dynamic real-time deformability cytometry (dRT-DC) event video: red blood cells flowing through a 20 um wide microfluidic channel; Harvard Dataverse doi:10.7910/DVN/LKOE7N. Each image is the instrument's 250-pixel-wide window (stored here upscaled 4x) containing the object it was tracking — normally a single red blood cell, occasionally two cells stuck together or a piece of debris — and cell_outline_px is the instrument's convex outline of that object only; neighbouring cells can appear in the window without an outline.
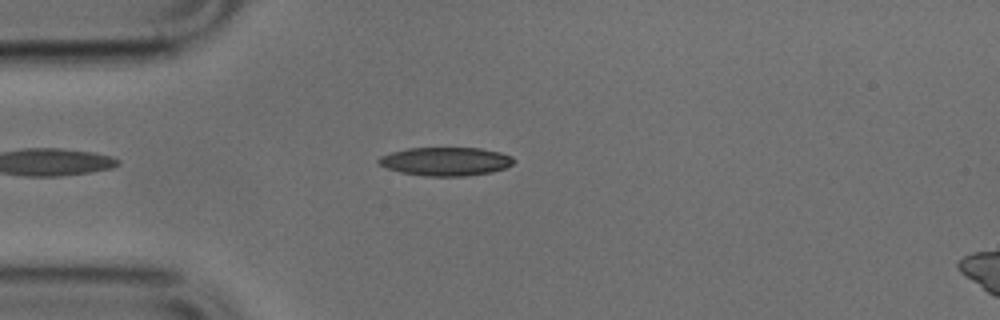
{"species": "common noctule bat (a hibernating species)", "species_latin": "Nyctalus noctula", "temperature_condition": "cold", "stored_images_in_passage": 41, "camera_frame_rate_fps": 3000, "um_per_image_px": 0.085, "animal": {"sex": "male", "body_mass_g": 17.9, "forearm_length_mm": 54.2}, "frame": {"image": 1, "passage_image": 6, "time_ms": 1.667, "image_size_px": [1000, 320], "cell_outline_px": [[516, 160], [512, 164], [504, 168], [492, 172], [464, 176], [424, 176], [400, 172], [388, 168], [380, 164], [376, 160], [380, 156], [392, 152], [408, 148], [480, 148], [500, 152], [512, 156]], "centroid_in_image_um": [37.89, 13.72], "position_along_channel_um": 47.1, "area_um2": 22.43}}
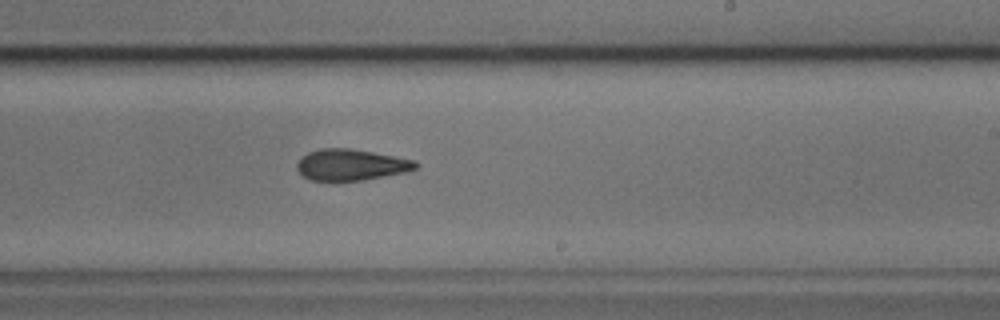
{"frame": {"image": 2, "passage_image": 23, "time_ms": 7.333, "image_size_px": [1000, 320], "cell_outline_px": [[420, 164], [416, 168], [404, 172], [384, 176], [360, 180], [312, 180], [304, 176], [296, 168], [296, 164], [300, 156], [308, 152], [320, 148], [352, 148], [416, 160]], "centroid_in_image_um": [29.83, 13.98], "position_along_channel_um": 259.2, "area_um2": 21.56}}
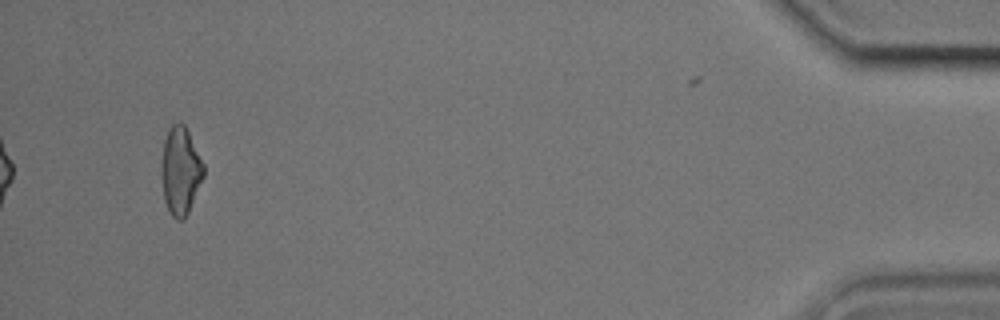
{"frame": {"image": 3, "passage_image": 41, "time_ms": 13.333, "image_size_px": [1000, 320], "cell_outline_px": [[204, 176], [188, 212], [184, 220], [176, 220], [172, 216], [164, 200], [160, 176], [160, 164], [164, 140], [168, 128], [172, 124], [184, 124], [204, 164]], "centroid_in_image_um": [15.31, 14.53], "position_along_channel_um": 419.9, "area_um2": 21.68}}